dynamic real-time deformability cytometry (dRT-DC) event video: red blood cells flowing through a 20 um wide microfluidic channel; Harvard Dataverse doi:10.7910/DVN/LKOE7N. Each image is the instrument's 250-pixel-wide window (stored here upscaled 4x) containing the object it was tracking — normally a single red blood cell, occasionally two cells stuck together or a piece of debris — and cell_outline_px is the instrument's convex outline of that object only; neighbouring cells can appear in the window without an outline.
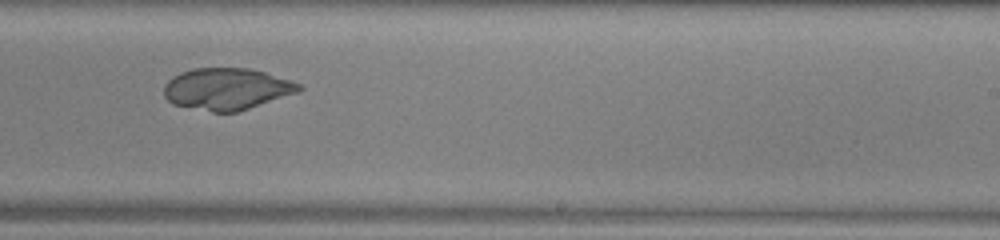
{"species": "common noctule bat (a hibernating species)", "species_latin": "Nyctalus noctula", "temperature_condition": "warm", "stored_images_in_passage": 39, "camera_frame_rate_fps": 3000, "um_per_image_px": 0.085, "animal": {"sex": "male", "body_mass_g": 13.0, "forearm_length_mm": 53.1}, "frame": {"image": 1, "passage_image": 30, "time_ms": 9.667, "image_size_px": [1000, 240], "cell_outline_px": [[304, 88], [296, 92], [236, 112], [212, 112], [172, 104], [164, 96], [164, 84], [172, 76], [180, 72], [192, 68], [248, 68], [264, 72], [300, 84]], "centroid_in_image_um": [19.2, 7.55], "position_along_channel_um": 269.8, "area_um2": 32.48}}
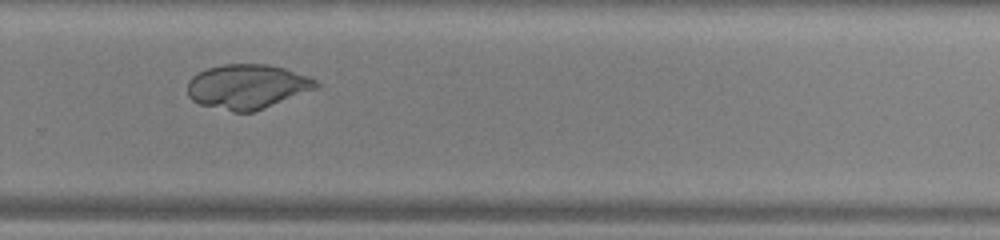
{"frame": {"image": 2, "passage_image": 33, "time_ms": 10.667, "image_size_px": [1000, 240], "cell_outline_px": [[320, 84], [316, 88], [264, 108], [252, 112], [232, 112], [200, 104], [192, 100], [188, 96], [188, 80], [192, 76], [208, 68], [220, 64], [268, 64], [284, 68], [308, 76], [316, 80]], "centroid_in_image_um": [20.99, 7.35], "position_along_channel_um": 308.8, "area_um2": 33.23}}